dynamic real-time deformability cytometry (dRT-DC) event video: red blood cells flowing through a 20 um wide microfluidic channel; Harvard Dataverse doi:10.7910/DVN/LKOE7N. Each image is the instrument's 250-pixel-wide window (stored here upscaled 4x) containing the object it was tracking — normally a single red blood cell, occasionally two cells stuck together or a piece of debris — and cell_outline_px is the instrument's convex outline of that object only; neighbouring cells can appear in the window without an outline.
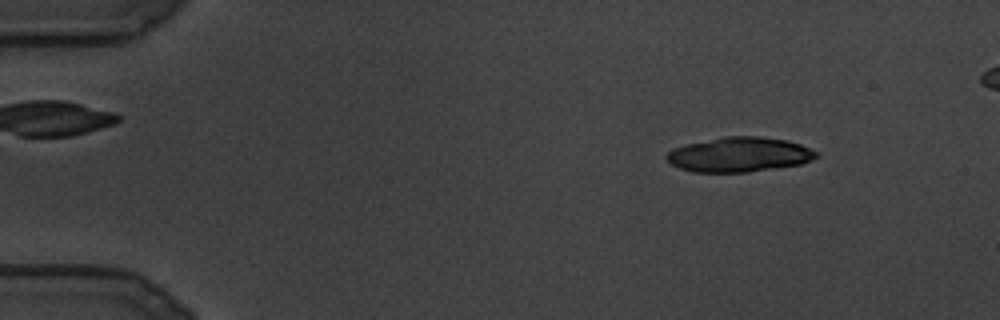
{"species": "common noctule bat (a hibernating species)", "species_latin": "Nyctalus noctula", "temperature_condition": "cold", "stored_images_in_passage": 39, "camera_frame_rate_fps": 3000, "um_per_image_px": 0.085, "animal": {"sex": "male", "body_mass_g": 19.5, "forearm_length_mm": 54.6}, "frame": {"image": 1, "passage_image": 14, "time_ms": 4.333, "image_size_px": [1000, 320], "cell_outline_px": [[820, 156], [812, 160], [800, 164], [748, 172], [692, 172], [680, 168], [672, 164], [664, 156], [672, 148], [684, 144], [724, 136], [760, 136], [788, 140], [800, 144], [820, 152]], "centroid_in_image_um": [62.85, 13.13], "position_along_channel_um": 22.1, "area_um2": 30.58}}